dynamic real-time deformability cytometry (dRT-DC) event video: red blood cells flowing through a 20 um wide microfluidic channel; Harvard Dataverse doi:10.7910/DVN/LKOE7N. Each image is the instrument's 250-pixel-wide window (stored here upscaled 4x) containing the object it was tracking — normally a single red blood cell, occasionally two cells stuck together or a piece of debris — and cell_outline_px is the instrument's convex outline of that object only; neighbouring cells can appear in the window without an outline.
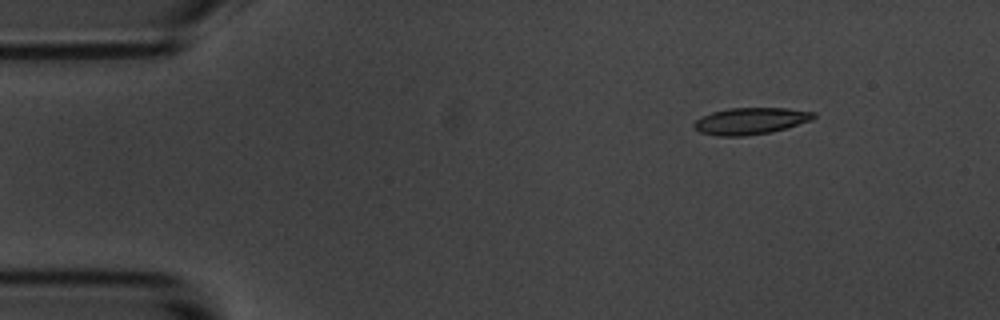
{"species": "common noctule bat (a hibernating species)", "species_latin": "Nyctalus noctula", "temperature_condition": "room temperature", "stored_images_in_passage": 6, "camera_frame_rate_fps": 3000, "um_per_image_px": 0.085, "animal": {"sex": "male", "body_mass_g": 20.1, "forearm_length_mm": 53.5}, "frame": {"image": 1, "passage_image": 6, "time_ms": 6.667, "image_size_px": [1000, 320], "cell_outline_px": [[816, 116], [812, 120], [772, 132], [744, 136], [716, 136], [700, 132], [692, 128], [692, 124], [696, 120], [712, 112], [728, 108], [788, 108], [816, 112]], "centroid_in_image_um": [63.79, 10.28], "position_along_channel_um": 21.2, "area_um2": 18.73}}